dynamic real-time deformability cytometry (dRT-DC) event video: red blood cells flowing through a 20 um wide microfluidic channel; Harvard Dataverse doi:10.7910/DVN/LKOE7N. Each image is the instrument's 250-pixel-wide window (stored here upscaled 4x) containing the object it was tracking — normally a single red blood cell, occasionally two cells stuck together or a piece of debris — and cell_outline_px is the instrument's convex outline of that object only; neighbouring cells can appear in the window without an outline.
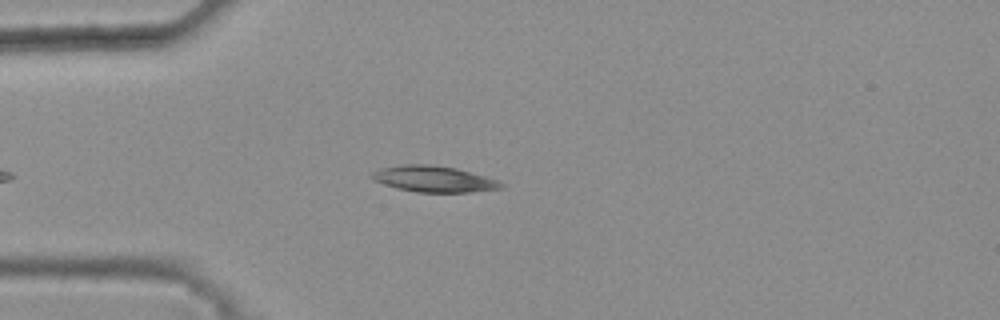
{"species": "common noctule bat (a hibernating species)", "species_latin": "Nyctalus noctula", "temperature_condition": "warm", "stored_images_in_passage": 32, "camera_frame_rate_fps": 3000, "um_per_image_px": 0.085, "animal": {"sex": "female", "body_mass_g": 25.1}, "frame": {"image": 1, "passage_image": 5, "time_ms": 1.333, "image_size_px": [1000, 320], "cell_outline_px": [[504, 188], [468, 192], [416, 192], [396, 188], [384, 184], [368, 176], [372, 172], [380, 168], [404, 164], [432, 164], [456, 168], [484, 176], [496, 180], [504, 184]], "centroid_in_image_um": [36.84, 15.21], "position_along_channel_um": 48.2, "area_um2": 19.59}}
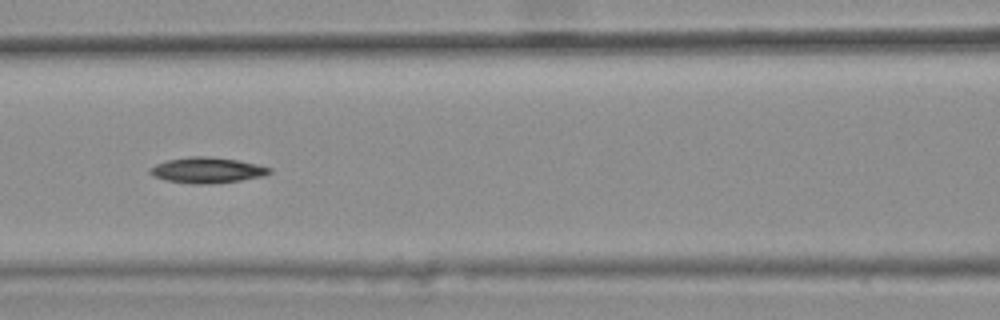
{"frame": {"image": 2, "passage_image": 14, "time_ms": 4.333, "image_size_px": [1000, 320], "cell_outline_px": [[272, 172], [260, 176], [240, 180], [204, 184], [192, 184], [164, 180], [152, 176], [148, 172], [148, 168], [156, 164], [168, 160], [188, 156], [204, 156], [236, 160], [256, 164], [272, 168]], "centroid_in_image_um": [17.53, 14.46], "position_along_channel_um": 149.1, "area_um2": 17.74}}
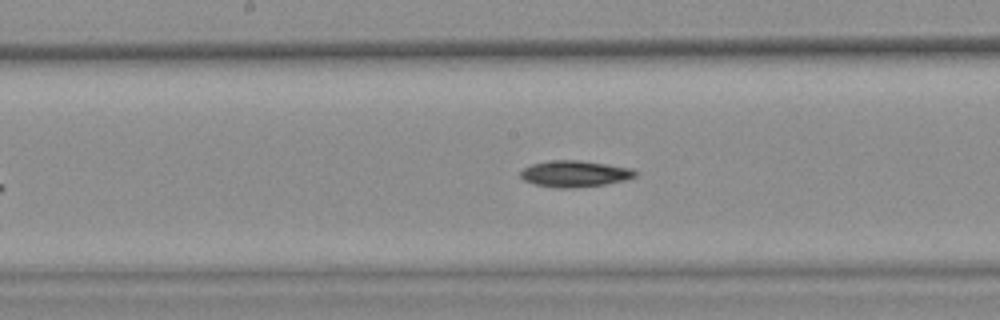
{"frame": {"image": 3, "passage_image": 18, "time_ms": 5.667, "image_size_px": [1000, 320], "cell_outline_px": [[636, 176], [624, 180], [604, 184], [572, 188], [556, 188], [536, 184], [524, 180], [520, 176], [520, 172], [524, 168], [532, 164], [552, 160], [580, 160], [608, 164], [632, 168], [636, 172]], "centroid_in_image_um": [48.85, 14.76], "position_along_channel_um": 199.3, "area_um2": 17.51}, "authors_computed_cell_mechanics": {"area_um2": 17.6579, "velocity_mm_per_s": 3.7887, "shape_relaxation_time_tau1_ms": 6.6505, "shape_relaxation_time_tau2_ms": null, "deformation_change_tau1": 0.1087, "deformation_change_tau2": null}}